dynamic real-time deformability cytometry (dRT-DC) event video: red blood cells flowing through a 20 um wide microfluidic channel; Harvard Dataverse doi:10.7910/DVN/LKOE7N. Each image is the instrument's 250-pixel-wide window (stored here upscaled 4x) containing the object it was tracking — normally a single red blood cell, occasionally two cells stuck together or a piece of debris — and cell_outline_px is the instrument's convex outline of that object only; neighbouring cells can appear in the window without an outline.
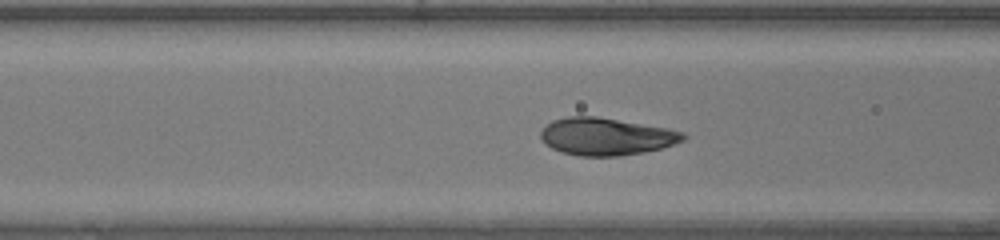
{"species": "human", "species_latin": "Homo sapiens", "temperature_condition": "warm", "stored_images_in_passage": 33, "camera_frame_rate_fps": 3000, "um_per_image_px": 0.085, "donor": {"sex": "female"}, "frame": {"image": 1, "passage_image": 15, "time_ms": 4.667, "image_size_px": [1000, 240], "cell_outline_px": [[688, 136], [684, 140], [660, 148], [644, 152], [620, 156], [580, 156], [560, 152], [544, 144], [540, 140], [540, 132], [552, 120], [568, 116], [596, 116], [668, 128], [684, 132]], "centroid_in_image_um": [51.5, 11.6], "position_along_channel_um": 115.1, "area_um2": 31.15}}
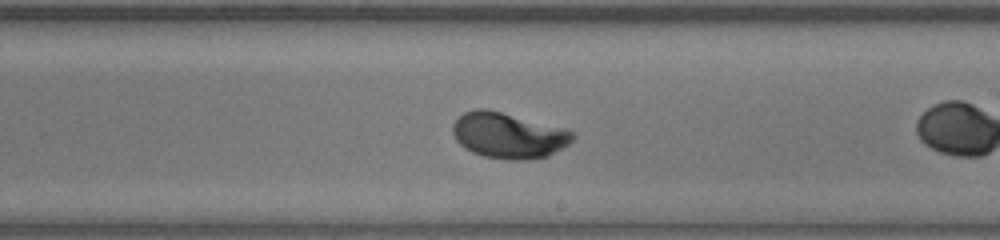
{"frame": {"image": 2, "passage_image": 24, "time_ms": 7.667, "image_size_px": [1000, 240], "cell_outline_px": [[576, 136], [568, 144], [548, 156], [524, 160], [508, 160], [484, 156], [472, 152], [464, 148], [456, 140], [452, 132], [452, 124], [464, 112], [476, 108], [488, 108], [568, 128]], "centroid_in_image_um": [43.22, 11.49], "position_along_channel_um": 245.8, "area_um2": 32.37}}